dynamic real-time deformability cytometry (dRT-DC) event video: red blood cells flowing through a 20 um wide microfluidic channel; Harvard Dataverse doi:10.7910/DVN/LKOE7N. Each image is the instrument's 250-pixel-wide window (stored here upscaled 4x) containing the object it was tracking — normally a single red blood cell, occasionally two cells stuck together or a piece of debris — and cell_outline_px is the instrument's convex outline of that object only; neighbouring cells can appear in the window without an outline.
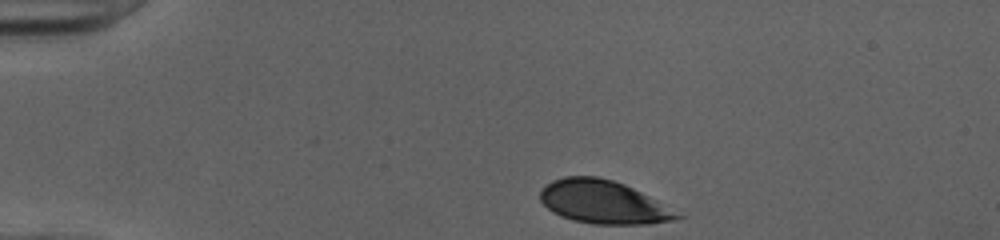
{"species": "human", "species_latin": "Homo sapiens", "temperature_condition": "cold", "stored_images_in_passage": 34, "camera_frame_rate_fps": 3000, "um_per_image_px": 0.085, "donor": {"sex": "female"}, "frame": {"image": 1, "passage_image": 1, "time_ms": 0.0, "image_size_px": [1000, 240], "cell_outline_px": [[688, 216], [676, 220], [648, 224], [592, 224], [572, 220], [560, 216], [552, 212], [540, 200], [540, 192], [552, 180], [564, 176], [596, 176], [612, 180], [624, 184]], "centroid_in_image_um": [51.31, 17.19], "position_along_channel_um": 33.7, "area_um2": 34.56}}
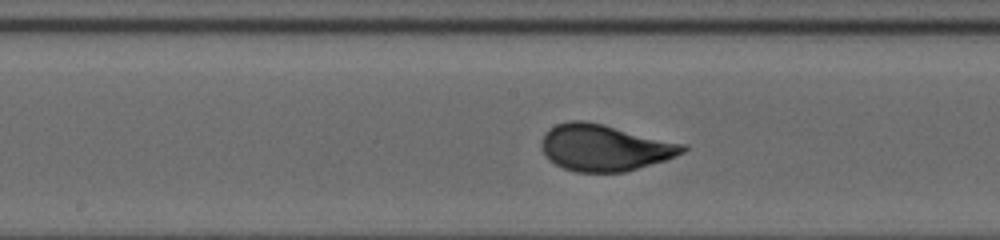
{"frame": {"image": 2, "passage_image": 18, "time_ms": 5.667, "image_size_px": [1000, 240], "cell_outline_px": [[688, 148], [684, 152], [676, 156], [664, 160], [624, 172], [576, 172], [564, 168], [548, 160], [540, 144], [540, 140], [544, 132], [548, 128], [556, 124], [568, 120], [584, 120], [688, 144]], "centroid_in_image_um": [51.37, 12.54], "position_along_channel_um": 196.8, "area_um2": 38.44}}
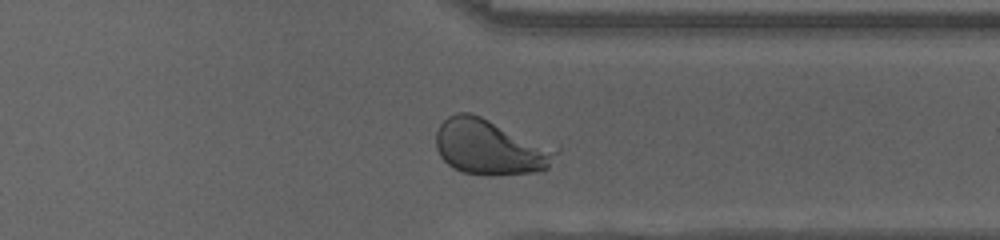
{"frame": {"image": 3, "passage_image": 31, "time_ms": 10.0, "image_size_px": [1000, 240], "cell_outline_px": [[556, 152], [548, 168], [544, 172], [492, 176], [488, 176], [460, 172], [452, 168], [440, 156], [436, 148], [436, 132], [440, 124], [448, 116], [456, 112], [468, 112], [480, 116]], "centroid_in_image_um": [41.51, 12.56], "position_along_channel_um": 369.9, "area_um2": 37.69}, "authors_computed_cell_mechanics": {"area_um2": 37.4255, "velocity_mm_per_s": 3.9948, "shape_relaxation_time_tau1_ms": 3.2015, "shape_relaxation_time_tau2_ms": null, "deformation_change_tau1": 0.1669, "deformation_change_tau2": null}}